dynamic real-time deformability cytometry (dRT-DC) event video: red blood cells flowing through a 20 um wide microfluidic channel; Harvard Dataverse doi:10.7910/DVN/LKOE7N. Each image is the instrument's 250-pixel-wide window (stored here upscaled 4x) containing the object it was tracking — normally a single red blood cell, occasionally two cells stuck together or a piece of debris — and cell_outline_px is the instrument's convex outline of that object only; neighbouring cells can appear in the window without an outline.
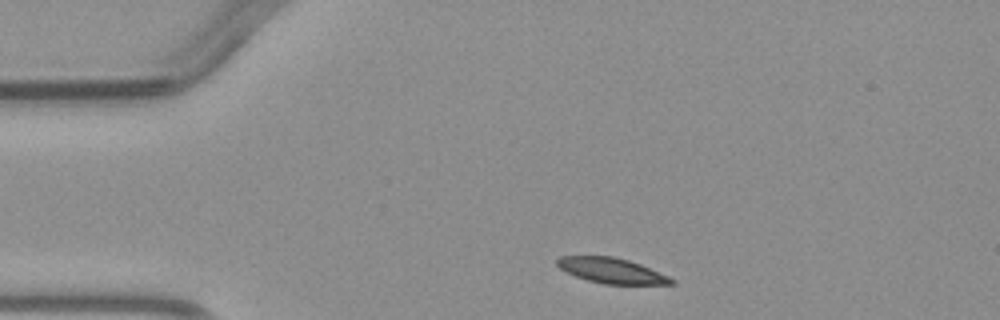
{"species": "common noctule bat (a hibernating species)", "species_latin": "Nyctalus noctula", "temperature_condition": "warm", "stored_images_in_passage": 1, "camera_frame_rate_fps": 3000, "um_per_image_px": 0.085, "animal": {"sex": "male", "body_mass_g": 23.1, "forearm_length_mm": 52.7}, "frame": {"image": 1, "passage_image": 1, "time_ms": 0.0, "image_size_px": [1000, 320], "cell_outline_px": [[676, 284], [604, 284], [588, 280], [576, 276], [560, 268], [556, 264], [556, 260], [560, 256], [612, 256], [628, 260], [640, 264], [668, 276], [676, 280]], "centroid_in_image_um": [52.0, 23.0], "position_along_channel_um": 33.0, "area_um2": 16.7}}